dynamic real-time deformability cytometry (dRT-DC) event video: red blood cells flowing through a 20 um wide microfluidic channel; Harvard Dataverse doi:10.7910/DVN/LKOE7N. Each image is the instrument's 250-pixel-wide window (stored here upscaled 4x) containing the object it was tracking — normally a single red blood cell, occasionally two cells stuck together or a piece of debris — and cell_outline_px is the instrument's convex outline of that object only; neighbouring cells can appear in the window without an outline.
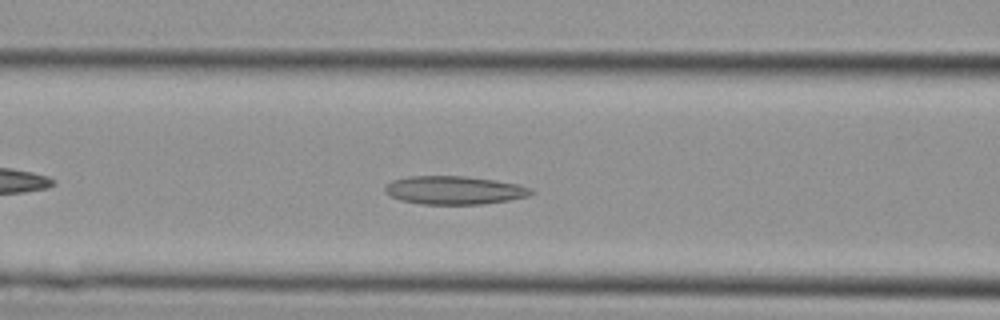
{"species": "Egyptian fruit bat (a non-hibernating species)", "species_latin": "Rousettus aegyptiacus", "temperature_condition": "cold", "stored_images_in_passage": 30, "camera_frame_rate_fps": 3000, "um_per_image_px": 0.085, "animal": {"sex": "female"}, "frame": {"image": 1, "passage_image": 8, "time_ms": 2.333, "image_size_px": [1000, 320], "cell_outline_px": [[536, 192], [528, 196], [508, 200], [484, 204], [424, 204], [400, 200], [384, 192], [384, 188], [392, 180], [408, 176], [464, 176], [496, 180], [520, 184], [532, 188]], "centroid_in_image_um": [38.65, 16.16], "position_along_channel_um": 127.9, "area_um2": 24.22}}
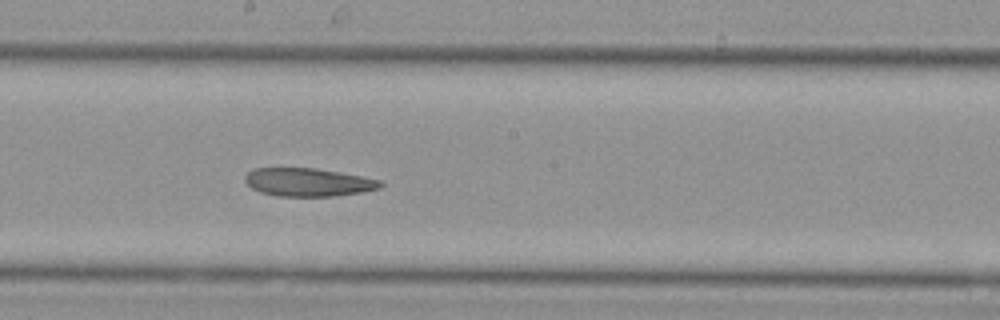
{"frame": {"image": 2, "passage_image": 13, "time_ms": 4.0, "image_size_px": [1000, 320], "cell_outline_px": [[384, 184], [380, 188], [360, 192], [336, 196], [276, 196], [260, 192], [252, 188], [244, 180], [244, 176], [248, 172], [256, 168], [316, 168], [340, 172], [380, 180]], "centroid_in_image_um": [26.18, 15.49], "position_along_channel_um": 222.0, "area_um2": 22.2}}
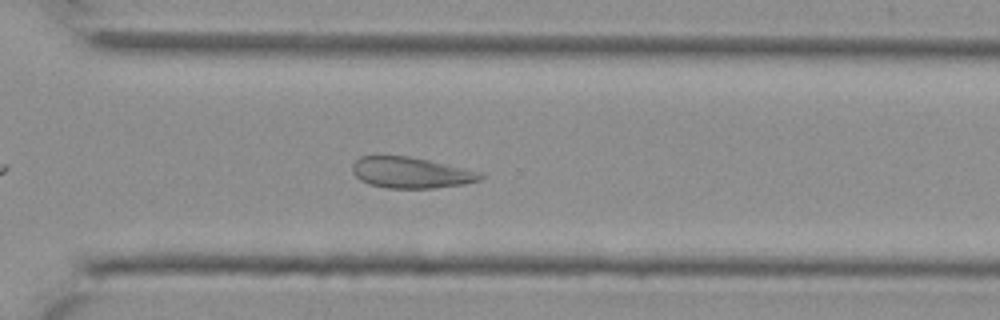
{"frame": {"image": 3, "passage_image": 19, "time_ms": 6.0, "image_size_px": [1000, 320], "cell_outline_px": [[484, 176], [480, 180], [464, 184], [436, 188], [388, 188], [368, 184], [360, 180], [352, 172], [352, 164], [360, 156], [376, 152], [380, 152], [408, 156], [428, 160], [464, 168], [476, 172]], "centroid_in_image_um": [34.8, 14.63], "position_along_channel_um": 335.8, "area_um2": 23.7}}